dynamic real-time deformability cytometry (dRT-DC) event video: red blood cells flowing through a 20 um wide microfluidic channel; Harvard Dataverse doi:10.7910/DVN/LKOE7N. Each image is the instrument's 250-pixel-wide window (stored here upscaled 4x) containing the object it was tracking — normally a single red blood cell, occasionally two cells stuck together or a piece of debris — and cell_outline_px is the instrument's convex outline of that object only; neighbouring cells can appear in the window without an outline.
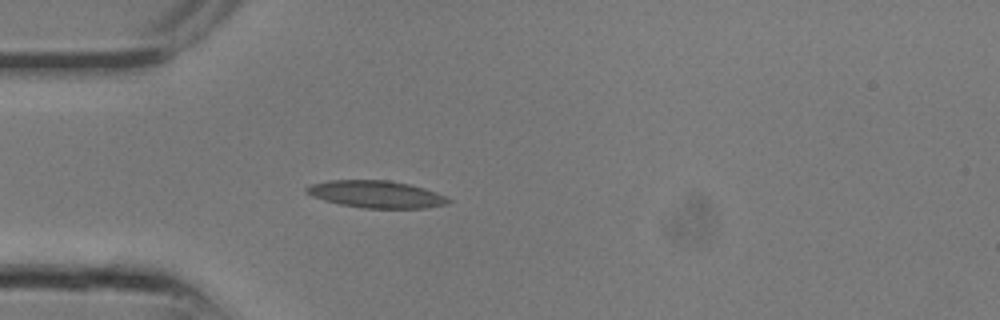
{"species": "common noctule bat (a hibernating species)", "species_latin": "Nyctalus noctula", "temperature_condition": "room temperature", "stored_images_in_passage": 3, "camera_frame_rate_fps": 3000, "um_per_image_px": 0.085, "animal": {"sex": "male", "body_mass_g": 13.3}, "frame": {"image": 1, "passage_image": 1, "time_ms": 0.0, "image_size_px": [1000, 320], "cell_outline_px": [[452, 200], [444, 204], [424, 208], [364, 208], [340, 204], [324, 200], [312, 196], [304, 192], [304, 188], [308, 184], [328, 180], [388, 180], [408, 184], [424, 188], [436, 192]], "centroid_in_image_um": [31.9, 16.5], "position_along_channel_um": 53.1, "area_um2": 22.43}}
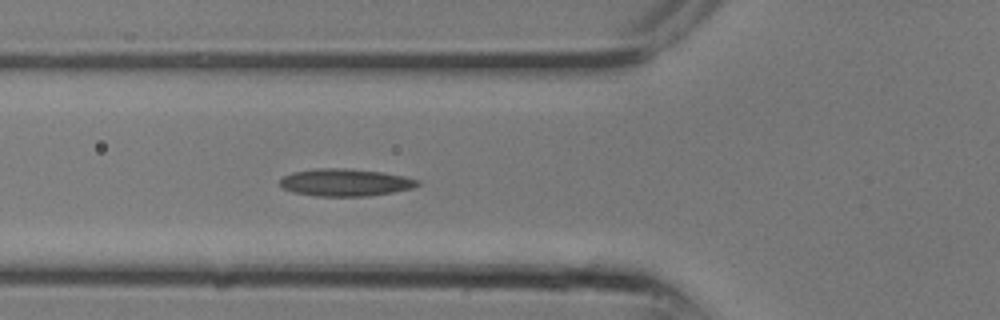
{"frame": {"image": 2, "passage_image": 3, "time_ms": 0.667, "image_size_px": [1000, 320], "cell_outline_px": [[420, 184], [412, 188], [392, 192], [368, 196], [316, 196], [292, 192], [284, 188], [280, 184], [280, 180], [284, 176], [292, 172], [316, 168], [344, 168], [380, 172], [404, 176], [420, 180]], "centroid_in_image_um": [29.34, 15.51], "position_along_channel_um": 96.5, "area_um2": 21.85}}